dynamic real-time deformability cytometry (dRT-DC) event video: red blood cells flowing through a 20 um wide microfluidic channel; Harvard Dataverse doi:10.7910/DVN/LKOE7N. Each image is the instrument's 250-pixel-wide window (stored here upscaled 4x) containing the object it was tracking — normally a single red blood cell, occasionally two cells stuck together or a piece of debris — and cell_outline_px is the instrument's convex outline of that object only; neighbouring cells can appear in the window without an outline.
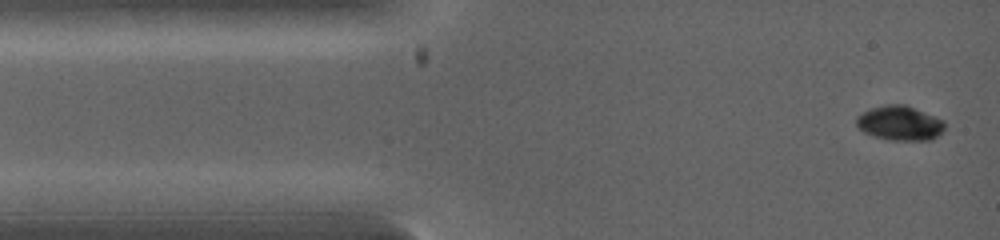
{"species": "common noctule bat (a hibernating species)", "species_latin": "Nyctalus noctula", "temperature_condition": "warm", "stored_images_in_passage": 3, "camera_frame_rate_fps": 5000, "um_per_image_px": 0.085, "animal": {"sex": "female", "body_mass_g": 19.0, "forearm_length_mm": 53.3}, "frame": {"image": 1, "passage_image": 1, "time_ms": 0.0, "image_size_px": [1000, 240], "cell_outline_px": [[944, 128], [932, 140], [888, 140], [872, 136], [864, 132], [856, 124], [856, 116], [868, 108], [884, 104], [904, 104], [944, 120]], "centroid_in_image_um": [76.43, 10.46], "position_along_channel_um": 8.6, "area_um2": 17.86}}
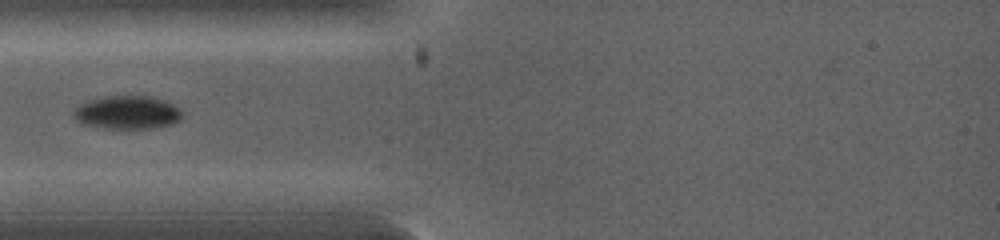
{"frame": {"image": 2, "passage_image": 3, "time_ms": 2.2, "image_size_px": [1000, 240], "cell_outline_px": [[184, 116], [180, 120], [172, 124], [156, 128], [104, 128], [80, 124], [76, 120], [72, 112], [72, 108], [84, 100], [104, 96], [152, 96], [164, 100], [180, 108]], "centroid_in_image_um": [10.78, 9.55], "position_along_channel_um": 74.2, "area_um2": 21.62}}